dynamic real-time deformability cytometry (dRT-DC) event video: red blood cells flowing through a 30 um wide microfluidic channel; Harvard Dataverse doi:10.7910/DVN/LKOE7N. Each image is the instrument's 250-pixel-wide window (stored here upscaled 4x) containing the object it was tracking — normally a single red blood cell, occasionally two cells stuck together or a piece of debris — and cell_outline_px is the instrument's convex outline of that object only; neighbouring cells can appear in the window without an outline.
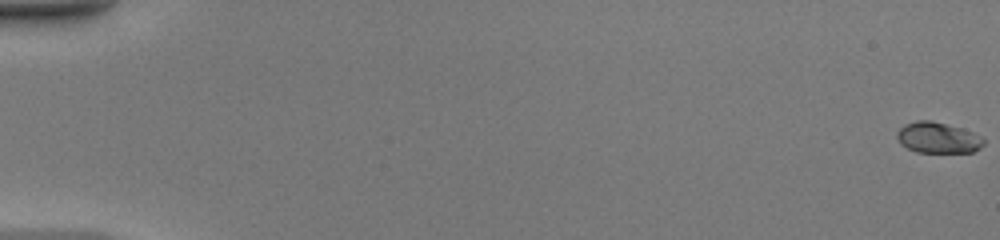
{"species": "common noctule bat (a hibernating species)", "species_latin": "Nyctalus noctula", "temperature_condition": "warm", "stored_images_in_passage": 48, "camera_frame_rate_fps": 3000, "um_per_image_px": 0.085, "animal": {"sex": "female", "body_mass_g": 20.0, "forearm_length_mm": 54.0}, "frame": {"image": 1, "passage_image": 1, "time_ms": 0.0, "image_size_px": [1000, 240], "cell_outline_px": [[984, 144], [980, 148], [972, 152], [916, 152], [900, 144], [896, 136], [896, 132], [904, 124], [916, 120], [932, 120], [964, 128], [980, 136], [984, 140]], "centroid_in_image_um": [79.7, 11.69], "position_along_channel_um": 5.3, "area_um2": 15.78}}
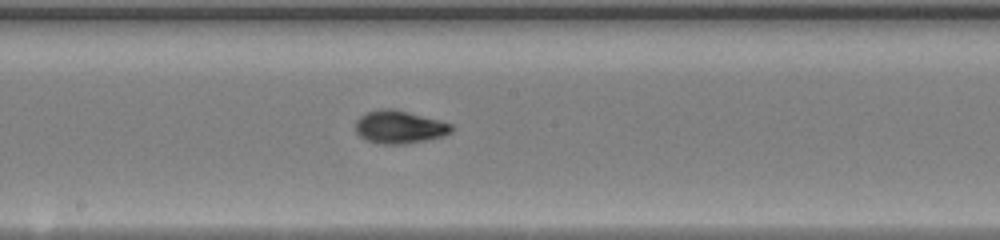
{"frame": {"image": 2, "passage_image": 28, "time_ms": 9.0, "image_size_px": [1000, 240], "cell_outline_px": [[452, 132], [444, 136], [404, 144], [380, 144], [364, 140], [356, 132], [356, 120], [364, 112], [380, 108], [392, 108], [408, 112], [452, 124]], "centroid_in_image_um": [33.9, 10.79], "position_along_channel_um": 214.3, "area_um2": 18.44}}
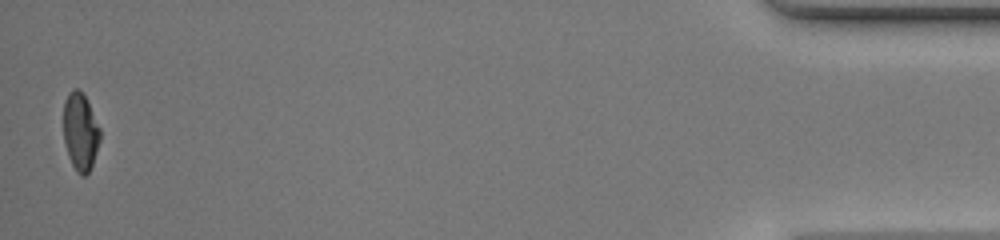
{"frame": {"image": 3, "passage_image": 48, "time_ms": 15.667, "image_size_px": [1000, 240], "cell_outline_px": [[100, 140], [92, 164], [88, 172], [84, 176], [80, 176], [76, 172], [68, 156], [64, 140], [64, 100], [68, 92], [72, 88], [76, 88], [84, 96], [100, 128]], "centroid_in_image_um": [6.82, 11.21], "position_along_channel_um": 428.4, "area_um2": 16.36}, "authors_computed_cell_mechanics": {"area_um2": 17.051, "velocity_mm_per_s": 4.4772, "shape_relaxation_time_tau1_ms": 7.3355, "shape_relaxation_time_tau2_ms": 0.7773, "deformation_change_tau1": 0.2956, "deformation_change_tau2": 0.048}}